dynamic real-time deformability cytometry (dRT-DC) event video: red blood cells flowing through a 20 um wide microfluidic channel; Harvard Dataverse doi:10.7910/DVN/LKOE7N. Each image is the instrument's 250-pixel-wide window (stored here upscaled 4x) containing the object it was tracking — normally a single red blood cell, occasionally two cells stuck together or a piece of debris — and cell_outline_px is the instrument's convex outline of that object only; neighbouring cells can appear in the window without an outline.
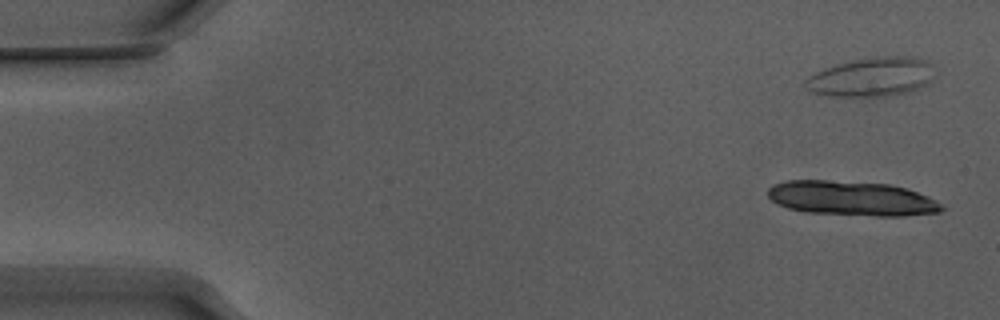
{"species": "Egyptian fruit bat (a non-hibernating species)", "species_latin": "Rousettus aegyptiacus", "temperature_condition": "warm", "stored_images_in_passage": 15, "camera_frame_rate_fps": 3000, "um_per_image_px": 0.085, "animal": {"sex": "male"}, "frame": {"image": 1, "passage_image": 3, "time_ms": 0.667, "image_size_px": [1000, 320], "cell_outline_px": [[944, 208], [940, 212], [904, 216], [876, 216], [808, 212], [788, 208], [772, 200], [768, 196], [768, 188], [776, 184], [788, 180], [828, 180], [888, 184], [908, 188], [928, 196], [936, 200]], "centroid_in_image_um": [72.43, 16.86], "position_along_channel_um": 12.6, "area_um2": 34.91}}